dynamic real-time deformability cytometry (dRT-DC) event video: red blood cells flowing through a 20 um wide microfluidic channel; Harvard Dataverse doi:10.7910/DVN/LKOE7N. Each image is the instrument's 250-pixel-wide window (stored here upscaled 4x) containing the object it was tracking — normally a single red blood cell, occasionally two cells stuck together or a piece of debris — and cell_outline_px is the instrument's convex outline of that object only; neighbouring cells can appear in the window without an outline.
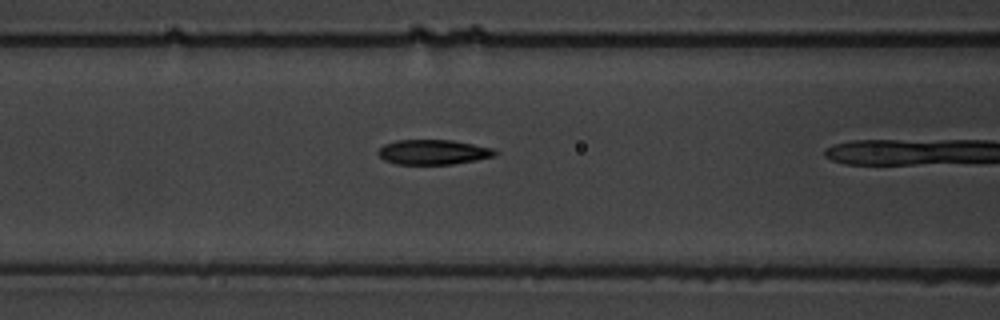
{"species": "common noctule bat (a hibernating species)", "species_latin": "Nyctalus noctula", "temperature_condition": "warm", "stored_images_in_passage": 7, "camera_frame_rate_fps": 3000, "um_per_image_px": 0.085, "animal": {"sex": "male", "body_mass_g": 19.5, "forearm_length_mm": 54.6}, "frame": {"image": 1, "passage_image": 7, "time_ms": 7.667, "image_size_px": [1000, 320], "cell_outline_px": [[500, 152], [496, 156], [476, 160], [452, 164], [396, 164], [384, 160], [376, 152], [384, 144], [396, 140], [452, 140], [492, 148]], "centroid_in_image_um": [36.83, 12.93], "position_along_channel_um": 129.8, "area_um2": 16.99}}